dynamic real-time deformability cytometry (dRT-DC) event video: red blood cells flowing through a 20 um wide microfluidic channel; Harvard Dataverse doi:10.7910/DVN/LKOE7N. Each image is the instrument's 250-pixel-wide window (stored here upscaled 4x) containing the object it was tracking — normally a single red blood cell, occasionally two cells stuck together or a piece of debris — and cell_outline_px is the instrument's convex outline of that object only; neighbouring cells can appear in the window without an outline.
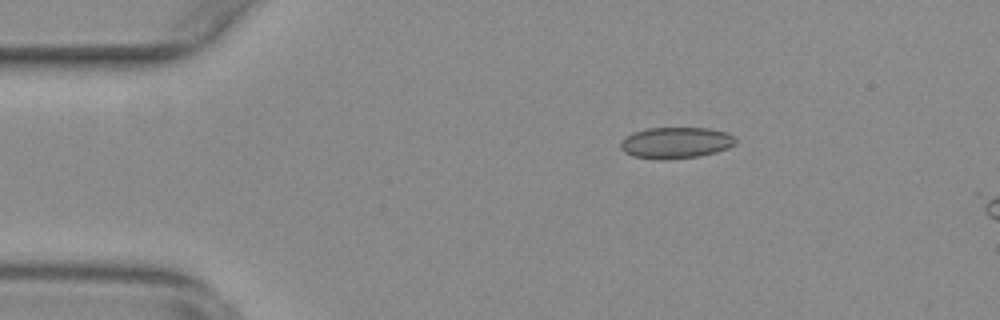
{"species": "common noctule bat (a hibernating species)", "species_latin": "Nyctalus noctula", "temperature_condition": "warm", "stored_images_in_passage": 16, "camera_frame_rate_fps": 3000, "um_per_image_px": 0.085, "animal": {"sex": "female", "body_mass_g": 29.2, "forearm_length_mm": 56.3}, "frame": {"image": 1, "passage_image": 10, "time_ms": 3.0, "image_size_px": [1000, 320], "cell_outline_px": [[736, 144], [728, 148], [716, 152], [700, 156], [664, 160], [660, 160], [632, 156], [624, 152], [620, 148], [620, 144], [624, 136], [632, 132], [644, 128], [708, 128], [728, 132], [736, 136]], "centroid_in_image_um": [57.44, 12.13], "position_along_channel_um": 27.6, "area_um2": 21.39}}